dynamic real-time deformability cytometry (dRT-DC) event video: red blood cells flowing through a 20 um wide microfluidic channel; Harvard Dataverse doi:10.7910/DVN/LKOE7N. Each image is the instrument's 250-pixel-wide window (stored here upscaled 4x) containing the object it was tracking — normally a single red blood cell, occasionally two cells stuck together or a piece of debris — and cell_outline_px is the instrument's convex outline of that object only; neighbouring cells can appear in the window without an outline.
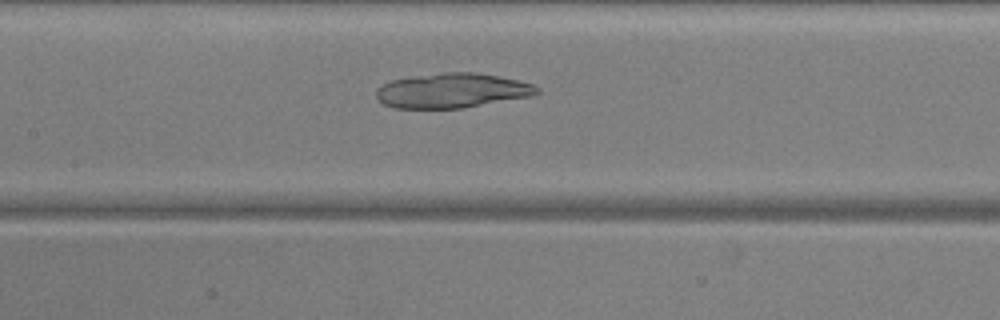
{"species": "common noctule bat (a hibernating species)", "species_latin": "Nyctalus noctula", "temperature_condition": "warm", "stored_images_in_passage": 51, "camera_frame_rate_fps": 3000, "um_per_image_px": 0.085, "animal": {"sex": "male", "body_mass_g": 20.5, "forearm_length_mm": 52.5}, "frame": {"image": 1, "passage_image": 24, "time_ms": 7.667, "image_size_px": [1000, 320], "cell_outline_px": [[540, 92], [532, 96], [460, 108], [392, 108], [384, 104], [376, 96], [376, 88], [392, 80], [412, 76], [444, 72], [472, 72], [500, 76], [532, 84], [540, 88]], "centroid_in_image_um": [38.42, 7.69], "position_along_channel_um": 169.0, "area_um2": 32.37}}
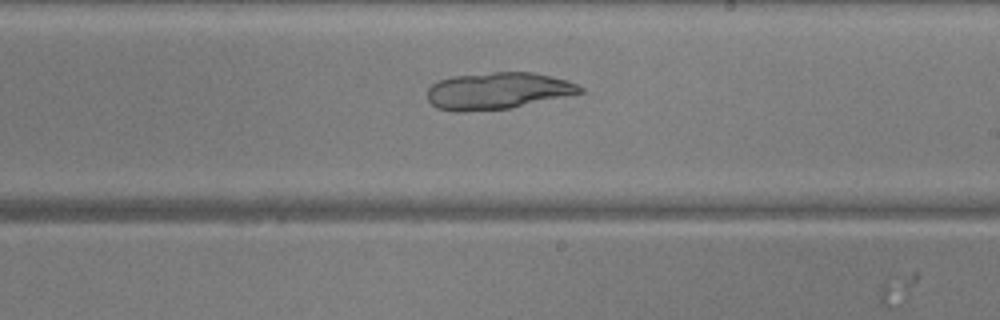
{"frame": {"image": 2, "passage_image": 30, "time_ms": 9.667, "image_size_px": [1000, 320], "cell_outline_px": [[584, 92], [508, 108], [464, 112], [456, 112], [436, 108], [428, 100], [428, 88], [432, 84], [440, 80], [452, 76], [492, 72], [532, 72], [564, 80], [576, 84], [584, 88]], "centroid_in_image_um": [42.25, 7.72], "position_along_channel_um": 246.8, "area_um2": 32.43}}
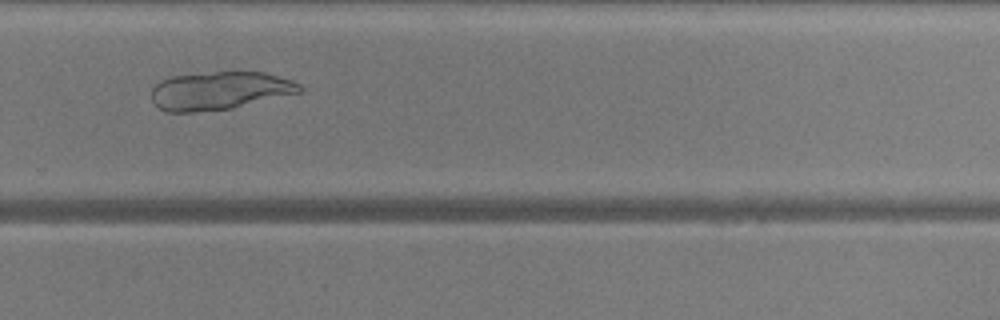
{"frame": {"image": 3, "passage_image": 35, "time_ms": 11.333, "image_size_px": [1000, 320], "cell_outline_px": [[304, 88], [300, 92], [228, 108], [192, 112], [168, 112], [160, 108], [152, 100], [152, 88], [160, 80], [172, 76], [216, 72], [264, 72], [292, 80], [300, 84]], "centroid_in_image_um": [18.65, 7.69], "position_along_channel_um": 311.2, "area_um2": 32.31}}